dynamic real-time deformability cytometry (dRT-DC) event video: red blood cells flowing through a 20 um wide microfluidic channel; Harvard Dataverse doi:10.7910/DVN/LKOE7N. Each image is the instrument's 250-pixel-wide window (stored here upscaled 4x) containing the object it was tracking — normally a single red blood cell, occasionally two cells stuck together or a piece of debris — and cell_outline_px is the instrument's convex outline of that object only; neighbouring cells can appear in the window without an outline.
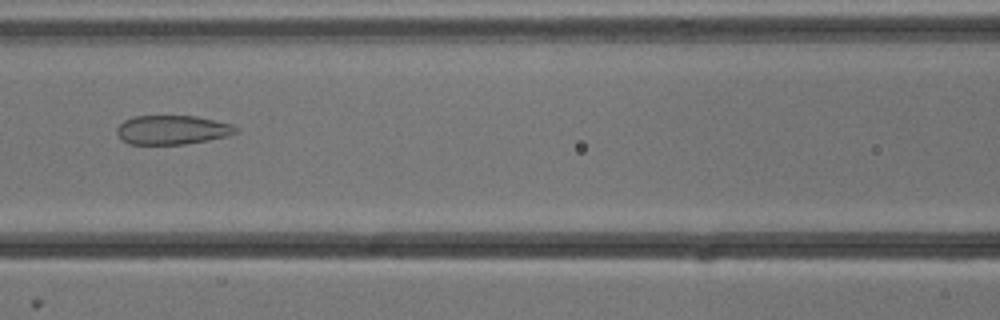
{"species": "common noctule bat (a hibernating species)", "species_latin": "Nyctalus noctula", "temperature_condition": "cold", "stored_images_in_passage": 53, "camera_frame_rate_fps": 3000, "um_per_image_px": 0.085, "animal": {"sex": "male", "body_mass_g": 13.3}, "frame": {"image": 1, "passage_image": 23, "time_ms": 7.333, "image_size_px": [1000, 320], "cell_outline_px": [[240, 128], [236, 132], [228, 136], [208, 140], [184, 144], [128, 144], [116, 132], [116, 128], [124, 120], [132, 116], [196, 116], [232, 124]], "centroid_in_image_um": [14.65, 11.03], "position_along_channel_um": 151.9, "area_um2": 20.17}}
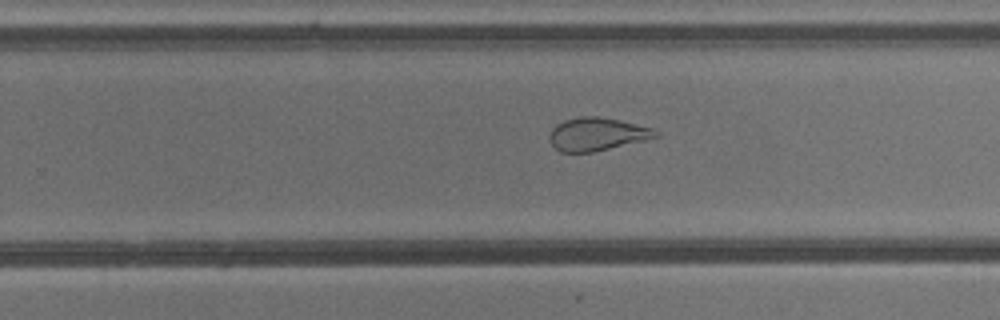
{"frame": {"image": 2, "passage_image": 33, "time_ms": 10.667, "image_size_px": [1000, 320], "cell_outline_px": [[660, 136], [644, 140], [592, 152], [560, 152], [552, 144], [548, 136], [552, 128], [556, 124], [564, 120], [580, 116], [596, 116], [620, 120], [652, 128], [660, 132]], "centroid_in_image_um": [50.73, 11.39], "position_along_channel_um": 279.1, "area_um2": 20.35}}
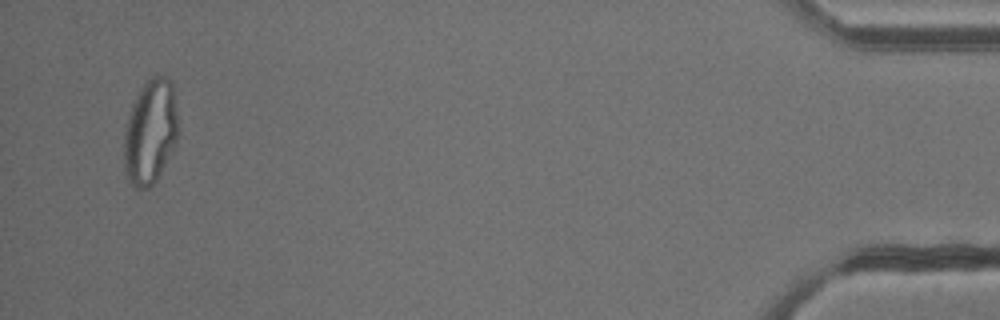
{"frame": {"image": 3, "passage_image": 51, "time_ms": 16.667, "image_size_px": [1000, 320], "cell_outline_px": [[180, 128], [176, 140], [156, 180], [148, 188], [136, 188], [128, 180], [124, 168], [124, 128], [132, 104], [140, 88], [152, 76], [164, 76], [172, 80]], "centroid_in_image_um": [12.78, 11.17], "position_along_channel_um": 422.4, "area_um2": 33.12}, "authors_computed_cell_mechanics": {"area_um2": 28.5532, "velocity_mm_per_s": 3.8409, "shape_relaxation_time_tau1_ms": null, "shape_relaxation_time_tau2_ms": 1.4279, "deformation_change_tau1": null, "deformation_change_tau2": 0.0843}}